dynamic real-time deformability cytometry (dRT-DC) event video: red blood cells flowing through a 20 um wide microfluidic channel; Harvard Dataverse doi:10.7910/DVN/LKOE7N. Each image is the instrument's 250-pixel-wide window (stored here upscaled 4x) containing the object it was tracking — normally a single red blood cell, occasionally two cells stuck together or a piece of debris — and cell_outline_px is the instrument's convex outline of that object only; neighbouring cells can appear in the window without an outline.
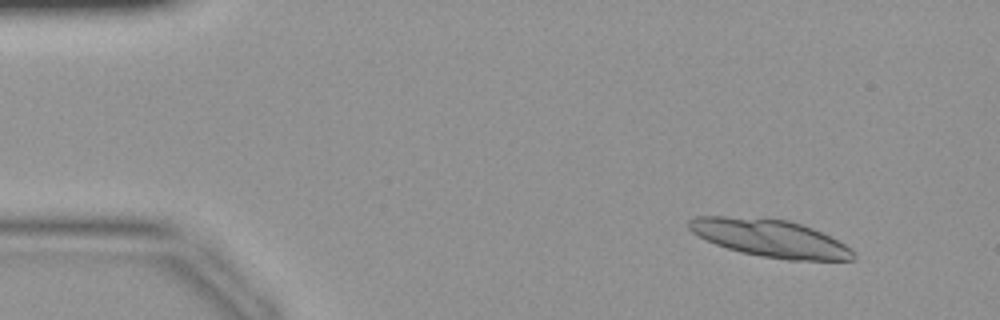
{"species": "common noctule bat (a hibernating species)", "species_latin": "Nyctalus noctula", "temperature_condition": "warm", "stored_images_in_passage": 40, "camera_frame_rate_fps": 3000, "um_per_image_px": 0.085, "animal": {"sex": "female", "body_mass_g": 19.9}, "frame": {"image": 1, "passage_image": 1, "time_ms": 0.0, "image_size_px": [1000, 320], "cell_outline_px": [[856, 256], [852, 260], [788, 260], [760, 256], [740, 252], [716, 244], [692, 232], [688, 228], [688, 220], [696, 216], [724, 216], [788, 220], [812, 228], [844, 244]], "centroid_in_image_um": [65.42, 20.25], "position_along_channel_um": 19.6, "area_um2": 35.32}}